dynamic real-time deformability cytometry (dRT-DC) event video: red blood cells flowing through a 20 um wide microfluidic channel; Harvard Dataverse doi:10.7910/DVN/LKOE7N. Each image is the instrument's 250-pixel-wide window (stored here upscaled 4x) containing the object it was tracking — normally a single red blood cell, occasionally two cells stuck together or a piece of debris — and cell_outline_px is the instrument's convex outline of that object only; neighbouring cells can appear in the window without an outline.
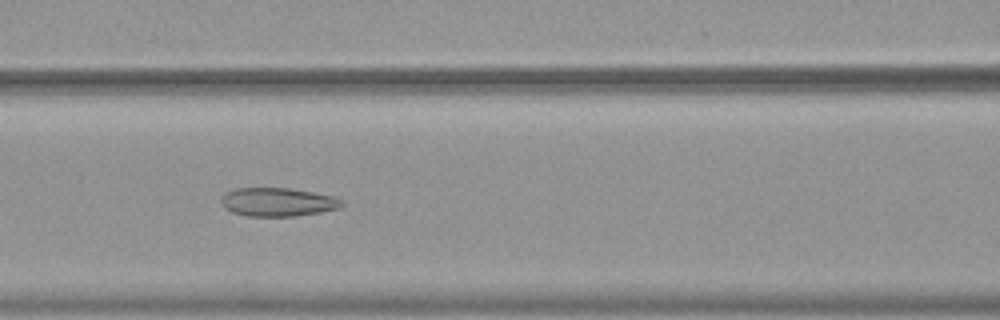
{"species": "common noctule bat (a hibernating species)", "species_latin": "Nyctalus noctula", "temperature_condition": "warm", "stored_images_in_passage": 55, "camera_frame_rate_fps": 3000, "um_per_image_px": 0.085, "animal": {"sex": "female", "body_mass_g": 19.9}, "frame": {"image": 1, "passage_image": 25, "time_ms": 8.0, "image_size_px": [1000, 320], "cell_outline_px": [[344, 204], [340, 208], [320, 212], [296, 216], [248, 216], [232, 212], [224, 208], [220, 200], [228, 192], [236, 188], [288, 188], [312, 192], [332, 196], [344, 200]], "centroid_in_image_um": [23.63, 17.18], "position_along_channel_um": 143.0, "area_um2": 20.0}}
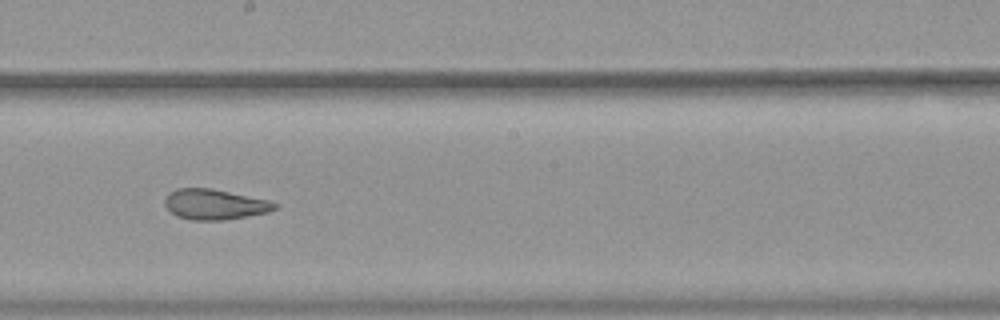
{"frame": {"image": 2, "passage_image": 32, "time_ms": 10.333, "image_size_px": [1000, 320], "cell_outline_px": [[280, 204], [276, 208], [268, 212], [224, 220], [192, 220], [176, 216], [164, 204], [164, 200], [168, 192], [176, 188], [212, 188], [268, 200]], "centroid_in_image_um": [18.23, 17.36], "position_along_channel_um": 230.0, "area_um2": 19.48}}
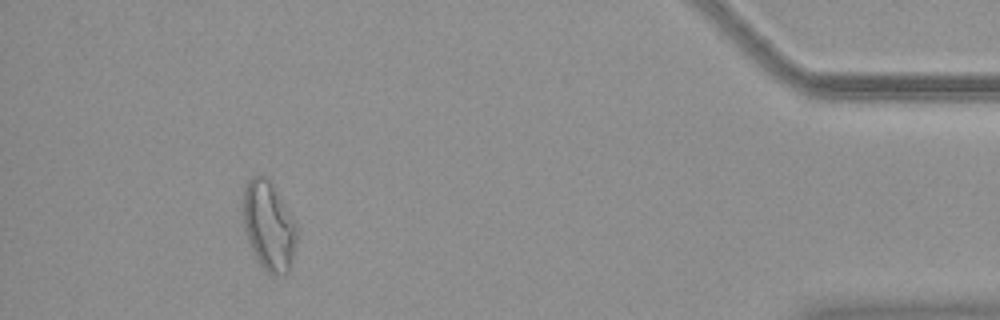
{"frame": {"image": 3, "passage_image": 51, "time_ms": 16.667, "image_size_px": [1000, 320], "cell_outline_px": [[296, 244], [288, 272], [284, 276], [280, 276], [268, 272], [260, 264], [248, 240], [244, 228], [244, 188], [248, 180], [252, 176], [264, 176], [268, 180], [284, 204], [296, 224]], "centroid_in_image_um": [22.85, 19.23], "position_along_channel_um": 412.4, "area_um2": 27.05}, "authors_computed_cell_mechanics": {"area_um2": 25.4898, "velocity_mm_per_s": 3.7502, "shape_relaxation_time_tau1_ms": null, "shape_relaxation_time_tau2_ms": 1.9274, "deformation_change_tau1": null, "deformation_change_tau2": 0.0996}}